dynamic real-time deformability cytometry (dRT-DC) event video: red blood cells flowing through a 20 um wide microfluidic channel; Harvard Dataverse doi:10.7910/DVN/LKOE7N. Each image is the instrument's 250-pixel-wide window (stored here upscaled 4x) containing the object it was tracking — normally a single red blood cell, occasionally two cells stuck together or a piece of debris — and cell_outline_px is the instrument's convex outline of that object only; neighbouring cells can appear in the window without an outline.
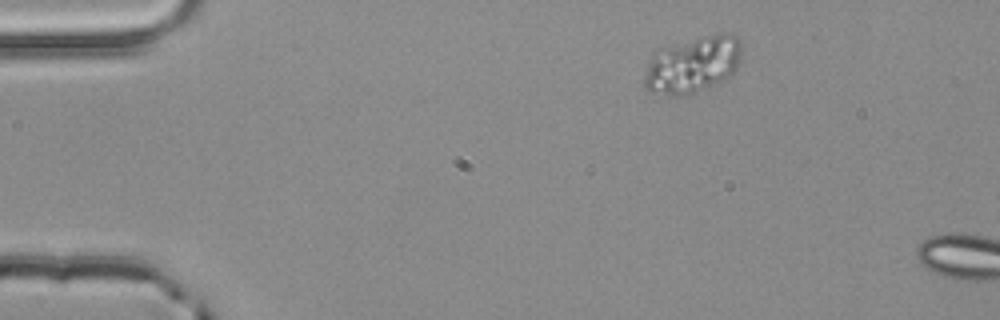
{"species": "common noctule bat (a hibernating species)", "species_latin": "Nyctalus noctula", "temperature_condition": "room temperature", "stored_images_in_passage": 2, "segment_of_instrument_passage": [1, 2], "camera_frame_rate_fps": 3000, "um_per_image_px": 0.085, "animal": {"sex": "male", "body_mass_g": 20.4}, "frame": {"image": 1, "passage_image": 1, "time_ms": 0.0, "image_size_px": [1000, 320], "cell_outline_px": [[740, 60], [736, 68], [728, 76], [696, 92], [684, 96], [668, 96], [648, 92], [644, 84], [644, 76], [652, 52], [656, 48], [708, 36], [732, 32], [740, 40]], "centroid_in_image_um": [58.82, 5.5], "position_along_channel_um": 26.2, "area_um2": 31.91}}